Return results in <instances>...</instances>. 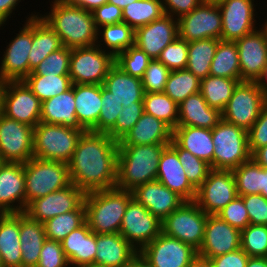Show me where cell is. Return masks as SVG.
<instances>
[{"label": "cell", "mask_w": 267, "mask_h": 267, "mask_svg": "<svg viewBox=\"0 0 267 267\" xmlns=\"http://www.w3.org/2000/svg\"><path fill=\"white\" fill-rule=\"evenodd\" d=\"M133 198L163 221L185 201L158 180L149 181L132 190Z\"/></svg>", "instance_id": "obj_24"}, {"label": "cell", "mask_w": 267, "mask_h": 267, "mask_svg": "<svg viewBox=\"0 0 267 267\" xmlns=\"http://www.w3.org/2000/svg\"><path fill=\"white\" fill-rule=\"evenodd\" d=\"M211 76L241 79L239 55L235 41L219 40L210 65Z\"/></svg>", "instance_id": "obj_36"}, {"label": "cell", "mask_w": 267, "mask_h": 267, "mask_svg": "<svg viewBox=\"0 0 267 267\" xmlns=\"http://www.w3.org/2000/svg\"><path fill=\"white\" fill-rule=\"evenodd\" d=\"M222 119V113L211 108L200 92L178 104L177 126H194L212 130Z\"/></svg>", "instance_id": "obj_28"}, {"label": "cell", "mask_w": 267, "mask_h": 267, "mask_svg": "<svg viewBox=\"0 0 267 267\" xmlns=\"http://www.w3.org/2000/svg\"><path fill=\"white\" fill-rule=\"evenodd\" d=\"M152 59L135 45L120 52L115 64L131 76L142 78Z\"/></svg>", "instance_id": "obj_49"}, {"label": "cell", "mask_w": 267, "mask_h": 267, "mask_svg": "<svg viewBox=\"0 0 267 267\" xmlns=\"http://www.w3.org/2000/svg\"><path fill=\"white\" fill-rule=\"evenodd\" d=\"M86 193L74 183L46 196L31 201L24 213L31 219L44 223L50 218L78 209L85 199Z\"/></svg>", "instance_id": "obj_18"}, {"label": "cell", "mask_w": 267, "mask_h": 267, "mask_svg": "<svg viewBox=\"0 0 267 267\" xmlns=\"http://www.w3.org/2000/svg\"><path fill=\"white\" fill-rule=\"evenodd\" d=\"M177 153L190 184L197 190L211 170L210 164L182 149L173 139L169 144Z\"/></svg>", "instance_id": "obj_46"}, {"label": "cell", "mask_w": 267, "mask_h": 267, "mask_svg": "<svg viewBox=\"0 0 267 267\" xmlns=\"http://www.w3.org/2000/svg\"><path fill=\"white\" fill-rule=\"evenodd\" d=\"M144 113L143 102H134V105H125L118 114L115 125L107 134L115 141H121L133 128Z\"/></svg>", "instance_id": "obj_51"}, {"label": "cell", "mask_w": 267, "mask_h": 267, "mask_svg": "<svg viewBox=\"0 0 267 267\" xmlns=\"http://www.w3.org/2000/svg\"><path fill=\"white\" fill-rule=\"evenodd\" d=\"M168 145H118L116 188L132 191L156 180L161 154Z\"/></svg>", "instance_id": "obj_3"}, {"label": "cell", "mask_w": 267, "mask_h": 267, "mask_svg": "<svg viewBox=\"0 0 267 267\" xmlns=\"http://www.w3.org/2000/svg\"><path fill=\"white\" fill-rule=\"evenodd\" d=\"M177 21L178 37L188 43L207 38L221 39L222 16L218 4L202 1Z\"/></svg>", "instance_id": "obj_11"}, {"label": "cell", "mask_w": 267, "mask_h": 267, "mask_svg": "<svg viewBox=\"0 0 267 267\" xmlns=\"http://www.w3.org/2000/svg\"><path fill=\"white\" fill-rule=\"evenodd\" d=\"M154 267H189L197 250L176 238L161 232L140 252Z\"/></svg>", "instance_id": "obj_17"}, {"label": "cell", "mask_w": 267, "mask_h": 267, "mask_svg": "<svg viewBox=\"0 0 267 267\" xmlns=\"http://www.w3.org/2000/svg\"><path fill=\"white\" fill-rule=\"evenodd\" d=\"M97 35V39L101 40H97L96 44L100 48L105 45L103 50L111 53L114 57L134 46L135 30L124 22L101 26L98 28Z\"/></svg>", "instance_id": "obj_38"}, {"label": "cell", "mask_w": 267, "mask_h": 267, "mask_svg": "<svg viewBox=\"0 0 267 267\" xmlns=\"http://www.w3.org/2000/svg\"><path fill=\"white\" fill-rule=\"evenodd\" d=\"M135 1L137 0H108L109 3L120 7L122 10H124L127 5L132 4Z\"/></svg>", "instance_id": "obj_70"}, {"label": "cell", "mask_w": 267, "mask_h": 267, "mask_svg": "<svg viewBox=\"0 0 267 267\" xmlns=\"http://www.w3.org/2000/svg\"><path fill=\"white\" fill-rule=\"evenodd\" d=\"M246 267H267V258L249 257Z\"/></svg>", "instance_id": "obj_68"}, {"label": "cell", "mask_w": 267, "mask_h": 267, "mask_svg": "<svg viewBox=\"0 0 267 267\" xmlns=\"http://www.w3.org/2000/svg\"><path fill=\"white\" fill-rule=\"evenodd\" d=\"M261 27H263L264 28V30L266 31V34H267V21L265 22V24L264 25H262Z\"/></svg>", "instance_id": "obj_75"}, {"label": "cell", "mask_w": 267, "mask_h": 267, "mask_svg": "<svg viewBox=\"0 0 267 267\" xmlns=\"http://www.w3.org/2000/svg\"><path fill=\"white\" fill-rule=\"evenodd\" d=\"M20 213L0 214V255L3 267H22Z\"/></svg>", "instance_id": "obj_30"}, {"label": "cell", "mask_w": 267, "mask_h": 267, "mask_svg": "<svg viewBox=\"0 0 267 267\" xmlns=\"http://www.w3.org/2000/svg\"><path fill=\"white\" fill-rule=\"evenodd\" d=\"M248 147L251 155L259 148L267 145V101L252 127L247 131Z\"/></svg>", "instance_id": "obj_56"}, {"label": "cell", "mask_w": 267, "mask_h": 267, "mask_svg": "<svg viewBox=\"0 0 267 267\" xmlns=\"http://www.w3.org/2000/svg\"><path fill=\"white\" fill-rule=\"evenodd\" d=\"M68 265L61 242L46 239L36 267H69Z\"/></svg>", "instance_id": "obj_55"}, {"label": "cell", "mask_w": 267, "mask_h": 267, "mask_svg": "<svg viewBox=\"0 0 267 267\" xmlns=\"http://www.w3.org/2000/svg\"><path fill=\"white\" fill-rule=\"evenodd\" d=\"M144 112L162 120L172 130L178 124V104L164 92H148L143 98Z\"/></svg>", "instance_id": "obj_43"}, {"label": "cell", "mask_w": 267, "mask_h": 267, "mask_svg": "<svg viewBox=\"0 0 267 267\" xmlns=\"http://www.w3.org/2000/svg\"><path fill=\"white\" fill-rule=\"evenodd\" d=\"M241 82H256L267 63V34L264 28L236 40Z\"/></svg>", "instance_id": "obj_20"}, {"label": "cell", "mask_w": 267, "mask_h": 267, "mask_svg": "<svg viewBox=\"0 0 267 267\" xmlns=\"http://www.w3.org/2000/svg\"><path fill=\"white\" fill-rule=\"evenodd\" d=\"M102 107L97 124L90 130L95 133H107L118 118L119 112L123 106L118 99L113 96L109 90L101 85Z\"/></svg>", "instance_id": "obj_48"}, {"label": "cell", "mask_w": 267, "mask_h": 267, "mask_svg": "<svg viewBox=\"0 0 267 267\" xmlns=\"http://www.w3.org/2000/svg\"><path fill=\"white\" fill-rule=\"evenodd\" d=\"M115 57L97 44L71 49L69 76L72 84L103 85Z\"/></svg>", "instance_id": "obj_9"}, {"label": "cell", "mask_w": 267, "mask_h": 267, "mask_svg": "<svg viewBox=\"0 0 267 267\" xmlns=\"http://www.w3.org/2000/svg\"><path fill=\"white\" fill-rule=\"evenodd\" d=\"M267 199V169L263 168V191L261 193Z\"/></svg>", "instance_id": "obj_72"}, {"label": "cell", "mask_w": 267, "mask_h": 267, "mask_svg": "<svg viewBox=\"0 0 267 267\" xmlns=\"http://www.w3.org/2000/svg\"><path fill=\"white\" fill-rule=\"evenodd\" d=\"M188 58V42L177 37L162 51L158 60L170 71L186 69Z\"/></svg>", "instance_id": "obj_52"}, {"label": "cell", "mask_w": 267, "mask_h": 267, "mask_svg": "<svg viewBox=\"0 0 267 267\" xmlns=\"http://www.w3.org/2000/svg\"><path fill=\"white\" fill-rule=\"evenodd\" d=\"M40 122L84 129L76 117L74 84L62 94L42 102Z\"/></svg>", "instance_id": "obj_29"}, {"label": "cell", "mask_w": 267, "mask_h": 267, "mask_svg": "<svg viewBox=\"0 0 267 267\" xmlns=\"http://www.w3.org/2000/svg\"><path fill=\"white\" fill-rule=\"evenodd\" d=\"M218 6L222 16L221 40L236 41L258 29L254 0H224Z\"/></svg>", "instance_id": "obj_19"}, {"label": "cell", "mask_w": 267, "mask_h": 267, "mask_svg": "<svg viewBox=\"0 0 267 267\" xmlns=\"http://www.w3.org/2000/svg\"><path fill=\"white\" fill-rule=\"evenodd\" d=\"M172 139L184 150L206 161L213 169L212 130L194 126H177L173 130Z\"/></svg>", "instance_id": "obj_31"}, {"label": "cell", "mask_w": 267, "mask_h": 267, "mask_svg": "<svg viewBox=\"0 0 267 267\" xmlns=\"http://www.w3.org/2000/svg\"><path fill=\"white\" fill-rule=\"evenodd\" d=\"M71 48L50 53L29 75H69Z\"/></svg>", "instance_id": "obj_50"}, {"label": "cell", "mask_w": 267, "mask_h": 267, "mask_svg": "<svg viewBox=\"0 0 267 267\" xmlns=\"http://www.w3.org/2000/svg\"><path fill=\"white\" fill-rule=\"evenodd\" d=\"M241 231L232 227L218 215H208L204 240L197 255L211 259L235 251L240 246Z\"/></svg>", "instance_id": "obj_21"}, {"label": "cell", "mask_w": 267, "mask_h": 267, "mask_svg": "<svg viewBox=\"0 0 267 267\" xmlns=\"http://www.w3.org/2000/svg\"><path fill=\"white\" fill-rule=\"evenodd\" d=\"M96 258V233L85 222L82 225L81 267L94 264Z\"/></svg>", "instance_id": "obj_60"}, {"label": "cell", "mask_w": 267, "mask_h": 267, "mask_svg": "<svg viewBox=\"0 0 267 267\" xmlns=\"http://www.w3.org/2000/svg\"><path fill=\"white\" fill-rule=\"evenodd\" d=\"M70 267H81L82 226L71 231L62 241Z\"/></svg>", "instance_id": "obj_58"}, {"label": "cell", "mask_w": 267, "mask_h": 267, "mask_svg": "<svg viewBox=\"0 0 267 267\" xmlns=\"http://www.w3.org/2000/svg\"><path fill=\"white\" fill-rule=\"evenodd\" d=\"M138 251L120 234H96L95 265L127 267Z\"/></svg>", "instance_id": "obj_26"}, {"label": "cell", "mask_w": 267, "mask_h": 267, "mask_svg": "<svg viewBox=\"0 0 267 267\" xmlns=\"http://www.w3.org/2000/svg\"><path fill=\"white\" fill-rule=\"evenodd\" d=\"M46 239L43 223L31 219L24 212L20 213L22 267H36Z\"/></svg>", "instance_id": "obj_34"}, {"label": "cell", "mask_w": 267, "mask_h": 267, "mask_svg": "<svg viewBox=\"0 0 267 267\" xmlns=\"http://www.w3.org/2000/svg\"><path fill=\"white\" fill-rule=\"evenodd\" d=\"M92 15L97 29L104 25L123 22V10L109 2L92 11Z\"/></svg>", "instance_id": "obj_59"}, {"label": "cell", "mask_w": 267, "mask_h": 267, "mask_svg": "<svg viewBox=\"0 0 267 267\" xmlns=\"http://www.w3.org/2000/svg\"><path fill=\"white\" fill-rule=\"evenodd\" d=\"M24 211V164L4 163L0 167V213H22Z\"/></svg>", "instance_id": "obj_23"}, {"label": "cell", "mask_w": 267, "mask_h": 267, "mask_svg": "<svg viewBox=\"0 0 267 267\" xmlns=\"http://www.w3.org/2000/svg\"><path fill=\"white\" fill-rule=\"evenodd\" d=\"M4 164L2 157L0 156V167Z\"/></svg>", "instance_id": "obj_76"}, {"label": "cell", "mask_w": 267, "mask_h": 267, "mask_svg": "<svg viewBox=\"0 0 267 267\" xmlns=\"http://www.w3.org/2000/svg\"><path fill=\"white\" fill-rule=\"evenodd\" d=\"M189 267H213L211 260L197 255Z\"/></svg>", "instance_id": "obj_69"}, {"label": "cell", "mask_w": 267, "mask_h": 267, "mask_svg": "<svg viewBox=\"0 0 267 267\" xmlns=\"http://www.w3.org/2000/svg\"><path fill=\"white\" fill-rule=\"evenodd\" d=\"M41 106L23 80L7 81L1 109L4 116L35 127L40 122Z\"/></svg>", "instance_id": "obj_16"}, {"label": "cell", "mask_w": 267, "mask_h": 267, "mask_svg": "<svg viewBox=\"0 0 267 267\" xmlns=\"http://www.w3.org/2000/svg\"><path fill=\"white\" fill-rule=\"evenodd\" d=\"M170 72L158 59H152L141 78L144 92H164Z\"/></svg>", "instance_id": "obj_53"}, {"label": "cell", "mask_w": 267, "mask_h": 267, "mask_svg": "<svg viewBox=\"0 0 267 267\" xmlns=\"http://www.w3.org/2000/svg\"><path fill=\"white\" fill-rule=\"evenodd\" d=\"M118 142L107 133L86 131L68 162L71 183L85 193L116 187Z\"/></svg>", "instance_id": "obj_1"}, {"label": "cell", "mask_w": 267, "mask_h": 267, "mask_svg": "<svg viewBox=\"0 0 267 267\" xmlns=\"http://www.w3.org/2000/svg\"><path fill=\"white\" fill-rule=\"evenodd\" d=\"M62 47V42L56 32L38 14L33 16V42L28 56L29 74L50 53Z\"/></svg>", "instance_id": "obj_35"}, {"label": "cell", "mask_w": 267, "mask_h": 267, "mask_svg": "<svg viewBox=\"0 0 267 267\" xmlns=\"http://www.w3.org/2000/svg\"><path fill=\"white\" fill-rule=\"evenodd\" d=\"M162 0H137L123 10V22L134 30L164 15Z\"/></svg>", "instance_id": "obj_40"}, {"label": "cell", "mask_w": 267, "mask_h": 267, "mask_svg": "<svg viewBox=\"0 0 267 267\" xmlns=\"http://www.w3.org/2000/svg\"><path fill=\"white\" fill-rule=\"evenodd\" d=\"M132 199V191L116 187L87 192L84 205L89 229L96 234L120 233L122 218Z\"/></svg>", "instance_id": "obj_4"}, {"label": "cell", "mask_w": 267, "mask_h": 267, "mask_svg": "<svg viewBox=\"0 0 267 267\" xmlns=\"http://www.w3.org/2000/svg\"><path fill=\"white\" fill-rule=\"evenodd\" d=\"M240 197L247 209L250 224L267 225V199L261 194Z\"/></svg>", "instance_id": "obj_57"}, {"label": "cell", "mask_w": 267, "mask_h": 267, "mask_svg": "<svg viewBox=\"0 0 267 267\" xmlns=\"http://www.w3.org/2000/svg\"><path fill=\"white\" fill-rule=\"evenodd\" d=\"M7 45L0 63V75L7 81H21L29 75L28 56L33 42V16Z\"/></svg>", "instance_id": "obj_15"}, {"label": "cell", "mask_w": 267, "mask_h": 267, "mask_svg": "<svg viewBox=\"0 0 267 267\" xmlns=\"http://www.w3.org/2000/svg\"><path fill=\"white\" fill-rule=\"evenodd\" d=\"M34 127L0 112V156L4 163H26L33 154Z\"/></svg>", "instance_id": "obj_12"}, {"label": "cell", "mask_w": 267, "mask_h": 267, "mask_svg": "<svg viewBox=\"0 0 267 267\" xmlns=\"http://www.w3.org/2000/svg\"><path fill=\"white\" fill-rule=\"evenodd\" d=\"M266 101L267 97L256 82H239L221 112L222 119L248 131L258 119Z\"/></svg>", "instance_id": "obj_10"}, {"label": "cell", "mask_w": 267, "mask_h": 267, "mask_svg": "<svg viewBox=\"0 0 267 267\" xmlns=\"http://www.w3.org/2000/svg\"><path fill=\"white\" fill-rule=\"evenodd\" d=\"M173 130L162 120L143 113L118 145L170 144Z\"/></svg>", "instance_id": "obj_27"}, {"label": "cell", "mask_w": 267, "mask_h": 267, "mask_svg": "<svg viewBox=\"0 0 267 267\" xmlns=\"http://www.w3.org/2000/svg\"><path fill=\"white\" fill-rule=\"evenodd\" d=\"M240 246L249 257H266L267 225L249 224L241 231Z\"/></svg>", "instance_id": "obj_47"}, {"label": "cell", "mask_w": 267, "mask_h": 267, "mask_svg": "<svg viewBox=\"0 0 267 267\" xmlns=\"http://www.w3.org/2000/svg\"><path fill=\"white\" fill-rule=\"evenodd\" d=\"M256 83L262 90L263 94L267 97V63L263 68L261 76L256 80Z\"/></svg>", "instance_id": "obj_67"}, {"label": "cell", "mask_w": 267, "mask_h": 267, "mask_svg": "<svg viewBox=\"0 0 267 267\" xmlns=\"http://www.w3.org/2000/svg\"><path fill=\"white\" fill-rule=\"evenodd\" d=\"M0 267H3V265H2L1 255H0Z\"/></svg>", "instance_id": "obj_77"}, {"label": "cell", "mask_w": 267, "mask_h": 267, "mask_svg": "<svg viewBox=\"0 0 267 267\" xmlns=\"http://www.w3.org/2000/svg\"><path fill=\"white\" fill-rule=\"evenodd\" d=\"M213 169L234 170L251 159L247 130L221 119L212 129Z\"/></svg>", "instance_id": "obj_7"}, {"label": "cell", "mask_w": 267, "mask_h": 267, "mask_svg": "<svg viewBox=\"0 0 267 267\" xmlns=\"http://www.w3.org/2000/svg\"><path fill=\"white\" fill-rule=\"evenodd\" d=\"M85 129L39 122L34 127V158L68 163Z\"/></svg>", "instance_id": "obj_5"}, {"label": "cell", "mask_w": 267, "mask_h": 267, "mask_svg": "<svg viewBox=\"0 0 267 267\" xmlns=\"http://www.w3.org/2000/svg\"><path fill=\"white\" fill-rule=\"evenodd\" d=\"M21 0H0V27L12 16L13 10Z\"/></svg>", "instance_id": "obj_63"}, {"label": "cell", "mask_w": 267, "mask_h": 267, "mask_svg": "<svg viewBox=\"0 0 267 267\" xmlns=\"http://www.w3.org/2000/svg\"><path fill=\"white\" fill-rule=\"evenodd\" d=\"M251 158L259 164L262 168L267 169V145L257 149Z\"/></svg>", "instance_id": "obj_65"}, {"label": "cell", "mask_w": 267, "mask_h": 267, "mask_svg": "<svg viewBox=\"0 0 267 267\" xmlns=\"http://www.w3.org/2000/svg\"><path fill=\"white\" fill-rule=\"evenodd\" d=\"M161 222L133 198L122 218L120 234L140 252L162 232Z\"/></svg>", "instance_id": "obj_14"}, {"label": "cell", "mask_w": 267, "mask_h": 267, "mask_svg": "<svg viewBox=\"0 0 267 267\" xmlns=\"http://www.w3.org/2000/svg\"><path fill=\"white\" fill-rule=\"evenodd\" d=\"M177 37V18L164 14L160 19L135 30L134 45L151 59H158L161 51Z\"/></svg>", "instance_id": "obj_22"}, {"label": "cell", "mask_w": 267, "mask_h": 267, "mask_svg": "<svg viewBox=\"0 0 267 267\" xmlns=\"http://www.w3.org/2000/svg\"><path fill=\"white\" fill-rule=\"evenodd\" d=\"M25 209L36 198L71 184L68 163L31 158L24 163Z\"/></svg>", "instance_id": "obj_6"}, {"label": "cell", "mask_w": 267, "mask_h": 267, "mask_svg": "<svg viewBox=\"0 0 267 267\" xmlns=\"http://www.w3.org/2000/svg\"><path fill=\"white\" fill-rule=\"evenodd\" d=\"M249 256L241 249L211 258L213 267H246Z\"/></svg>", "instance_id": "obj_62"}, {"label": "cell", "mask_w": 267, "mask_h": 267, "mask_svg": "<svg viewBox=\"0 0 267 267\" xmlns=\"http://www.w3.org/2000/svg\"><path fill=\"white\" fill-rule=\"evenodd\" d=\"M207 218L208 214L195 201H185L161 222L162 232L198 251L204 240Z\"/></svg>", "instance_id": "obj_8"}, {"label": "cell", "mask_w": 267, "mask_h": 267, "mask_svg": "<svg viewBox=\"0 0 267 267\" xmlns=\"http://www.w3.org/2000/svg\"><path fill=\"white\" fill-rule=\"evenodd\" d=\"M7 84V80H5L1 75H0V112L2 109V101H3V94L4 90Z\"/></svg>", "instance_id": "obj_71"}, {"label": "cell", "mask_w": 267, "mask_h": 267, "mask_svg": "<svg viewBox=\"0 0 267 267\" xmlns=\"http://www.w3.org/2000/svg\"><path fill=\"white\" fill-rule=\"evenodd\" d=\"M23 81L41 102L62 94L72 86L69 75H28Z\"/></svg>", "instance_id": "obj_42"}, {"label": "cell", "mask_w": 267, "mask_h": 267, "mask_svg": "<svg viewBox=\"0 0 267 267\" xmlns=\"http://www.w3.org/2000/svg\"><path fill=\"white\" fill-rule=\"evenodd\" d=\"M218 39H201L188 43V58L186 69L200 80L210 73V65L214 58Z\"/></svg>", "instance_id": "obj_37"}, {"label": "cell", "mask_w": 267, "mask_h": 267, "mask_svg": "<svg viewBox=\"0 0 267 267\" xmlns=\"http://www.w3.org/2000/svg\"><path fill=\"white\" fill-rule=\"evenodd\" d=\"M103 86L113 93L123 107L143 102L145 92L141 78L129 75L116 64L108 71Z\"/></svg>", "instance_id": "obj_32"}, {"label": "cell", "mask_w": 267, "mask_h": 267, "mask_svg": "<svg viewBox=\"0 0 267 267\" xmlns=\"http://www.w3.org/2000/svg\"><path fill=\"white\" fill-rule=\"evenodd\" d=\"M204 0H162L164 13L177 19L190 13Z\"/></svg>", "instance_id": "obj_61"}, {"label": "cell", "mask_w": 267, "mask_h": 267, "mask_svg": "<svg viewBox=\"0 0 267 267\" xmlns=\"http://www.w3.org/2000/svg\"><path fill=\"white\" fill-rule=\"evenodd\" d=\"M237 194L231 170L211 169L197 189L195 202L208 215H217Z\"/></svg>", "instance_id": "obj_13"}, {"label": "cell", "mask_w": 267, "mask_h": 267, "mask_svg": "<svg viewBox=\"0 0 267 267\" xmlns=\"http://www.w3.org/2000/svg\"><path fill=\"white\" fill-rule=\"evenodd\" d=\"M204 1L218 4V3H220V2H222V1H224V0H204Z\"/></svg>", "instance_id": "obj_73"}, {"label": "cell", "mask_w": 267, "mask_h": 267, "mask_svg": "<svg viewBox=\"0 0 267 267\" xmlns=\"http://www.w3.org/2000/svg\"><path fill=\"white\" fill-rule=\"evenodd\" d=\"M238 196L261 194L263 191V168L252 158L232 170Z\"/></svg>", "instance_id": "obj_44"}, {"label": "cell", "mask_w": 267, "mask_h": 267, "mask_svg": "<svg viewBox=\"0 0 267 267\" xmlns=\"http://www.w3.org/2000/svg\"><path fill=\"white\" fill-rule=\"evenodd\" d=\"M156 180L184 201H194L196 198L197 190L190 184L184 167L179 161L178 153L170 145L161 154Z\"/></svg>", "instance_id": "obj_25"}, {"label": "cell", "mask_w": 267, "mask_h": 267, "mask_svg": "<svg viewBox=\"0 0 267 267\" xmlns=\"http://www.w3.org/2000/svg\"><path fill=\"white\" fill-rule=\"evenodd\" d=\"M68 2L84 8L87 11H94L96 8H99L103 4L107 3L108 0H67Z\"/></svg>", "instance_id": "obj_64"}, {"label": "cell", "mask_w": 267, "mask_h": 267, "mask_svg": "<svg viewBox=\"0 0 267 267\" xmlns=\"http://www.w3.org/2000/svg\"><path fill=\"white\" fill-rule=\"evenodd\" d=\"M201 80L187 69L171 71L164 93L180 104L188 96L200 92Z\"/></svg>", "instance_id": "obj_45"}, {"label": "cell", "mask_w": 267, "mask_h": 267, "mask_svg": "<svg viewBox=\"0 0 267 267\" xmlns=\"http://www.w3.org/2000/svg\"><path fill=\"white\" fill-rule=\"evenodd\" d=\"M86 222L84 203L76 210L57 215L43 223L48 240L61 242L71 231Z\"/></svg>", "instance_id": "obj_41"}, {"label": "cell", "mask_w": 267, "mask_h": 267, "mask_svg": "<svg viewBox=\"0 0 267 267\" xmlns=\"http://www.w3.org/2000/svg\"><path fill=\"white\" fill-rule=\"evenodd\" d=\"M82 267H101V266L100 265L91 264V265H86V266H82Z\"/></svg>", "instance_id": "obj_74"}, {"label": "cell", "mask_w": 267, "mask_h": 267, "mask_svg": "<svg viewBox=\"0 0 267 267\" xmlns=\"http://www.w3.org/2000/svg\"><path fill=\"white\" fill-rule=\"evenodd\" d=\"M239 82H241V79L208 75L201 79L200 93L211 108L222 112Z\"/></svg>", "instance_id": "obj_39"}, {"label": "cell", "mask_w": 267, "mask_h": 267, "mask_svg": "<svg viewBox=\"0 0 267 267\" xmlns=\"http://www.w3.org/2000/svg\"><path fill=\"white\" fill-rule=\"evenodd\" d=\"M127 267H154L139 252L133 257Z\"/></svg>", "instance_id": "obj_66"}, {"label": "cell", "mask_w": 267, "mask_h": 267, "mask_svg": "<svg viewBox=\"0 0 267 267\" xmlns=\"http://www.w3.org/2000/svg\"><path fill=\"white\" fill-rule=\"evenodd\" d=\"M74 98L77 120L90 131L97 124L102 107L101 85L74 84Z\"/></svg>", "instance_id": "obj_33"}, {"label": "cell", "mask_w": 267, "mask_h": 267, "mask_svg": "<svg viewBox=\"0 0 267 267\" xmlns=\"http://www.w3.org/2000/svg\"><path fill=\"white\" fill-rule=\"evenodd\" d=\"M217 215L240 231L250 224L247 209L240 196H237L233 201L228 203Z\"/></svg>", "instance_id": "obj_54"}, {"label": "cell", "mask_w": 267, "mask_h": 267, "mask_svg": "<svg viewBox=\"0 0 267 267\" xmlns=\"http://www.w3.org/2000/svg\"><path fill=\"white\" fill-rule=\"evenodd\" d=\"M51 12L37 13L67 48L92 46L97 43V31L92 12L76 6L67 0L51 1Z\"/></svg>", "instance_id": "obj_2"}]
</instances>
